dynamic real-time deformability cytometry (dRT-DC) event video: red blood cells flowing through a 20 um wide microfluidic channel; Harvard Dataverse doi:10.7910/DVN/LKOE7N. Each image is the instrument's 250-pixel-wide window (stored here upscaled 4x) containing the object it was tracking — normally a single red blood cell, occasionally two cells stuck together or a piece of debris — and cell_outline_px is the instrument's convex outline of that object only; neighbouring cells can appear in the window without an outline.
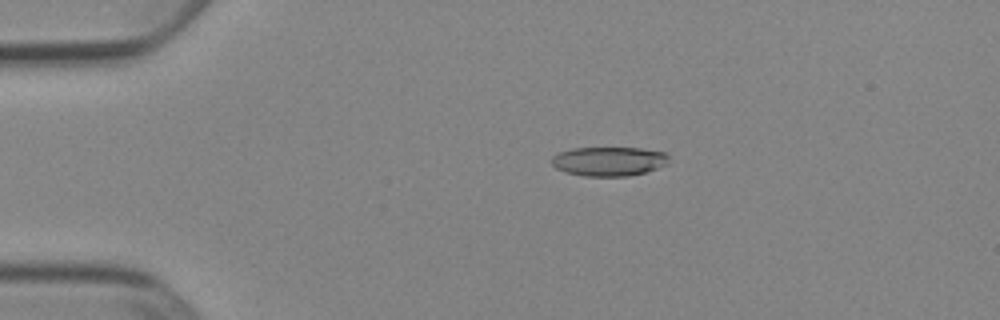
{"species": "Egyptian fruit bat (a non-hibernating species)", "species_latin": "Rousettus aegyptiacus", "temperature_condition": "cold", "stored_images_in_passage": 51, "camera_frame_rate_fps": 3000, "um_per_image_px": 0.085, "animal": {"sex": "female"}, "frame": {"image": 1, "passage_image": 10, "time_ms": 3.0, "image_size_px": [1000, 320], "cell_outline_px": [[668, 164], [644, 172], [628, 176], [584, 176], [564, 172], [556, 168], [552, 164], [552, 156], [560, 152], [572, 148], [640, 148], [664, 152], [668, 156]], "centroid_in_image_um": [51.73, 13.71], "position_along_channel_um": 33.3, "area_um2": 19.88}}
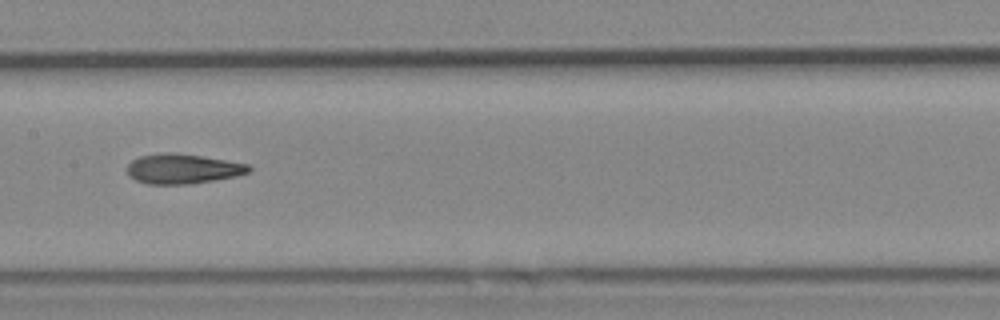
{"frame": {"image": 2, "passage_image": 26, "time_ms": 8.333, "image_size_px": [1000, 320], "cell_outline_px": [[252, 168], [248, 172], [236, 176], [188, 184], [148, 184], [136, 180], [128, 176], [128, 164], [132, 160], [140, 156], [160, 152], [168, 152], [200, 156], [248, 164]], "centroid_in_image_um": [15.49, 14.35], "position_along_channel_um": 191.9, "area_um2": 20.92}}
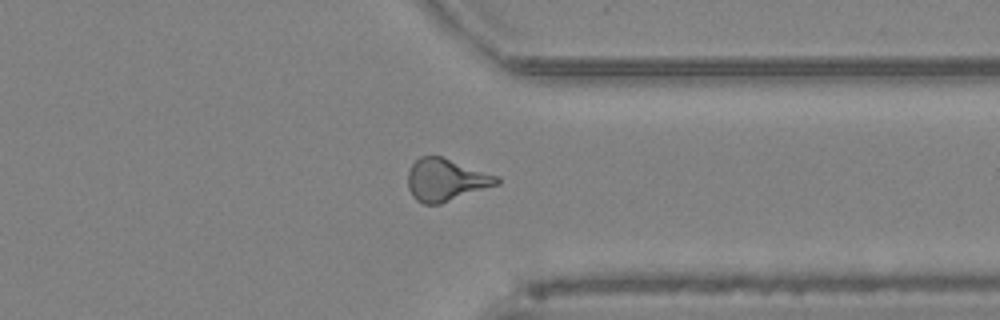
{"frame": {"image": 3, "passage_image": 40, "time_ms": 13.0, "image_size_px": [1000, 320], "cell_outline_px": [[500, 184], [440, 204], [424, 204], [416, 200], [412, 196], [408, 188], [408, 172], [412, 164], [420, 156], [440, 156], [500, 176]], "centroid_in_image_um": [37.92, 15.29], "position_along_channel_um": 373.5, "area_um2": 22.02}, "authors_computed_cell_mechanics": {"area_um2": 20.8658, "velocity_mm_per_s": 3.917, "shape_relaxation_time_tau1_ms": 7.0665, "shape_relaxation_time_tau2_ms": 2.3167, "deformation_change_tau1": 0.2148, "deformation_change_tau2": 0.113}}